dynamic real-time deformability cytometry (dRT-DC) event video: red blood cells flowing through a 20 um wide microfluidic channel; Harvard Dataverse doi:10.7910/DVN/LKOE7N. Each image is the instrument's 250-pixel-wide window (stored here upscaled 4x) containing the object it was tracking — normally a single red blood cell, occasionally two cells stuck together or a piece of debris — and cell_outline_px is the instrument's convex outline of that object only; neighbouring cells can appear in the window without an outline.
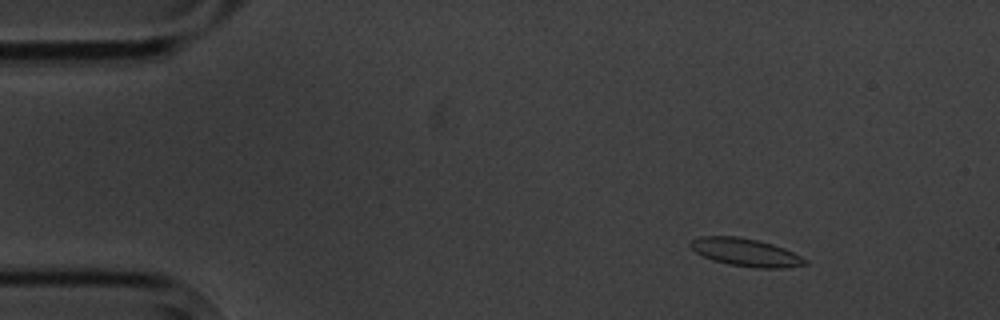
{"species": "common noctule bat (a hibernating species)", "species_latin": "Nyctalus noctula", "temperature_condition": "cold", "stored_images_in_passage": 3, "camera_frame_rate_fps": 3000, "um_per_image_px": 0.085, "animal": {"sex": "male", "body_mass_g": 20.1, "forearm_length_mm": 53.5}, "frame": {"image": 1, "passage_image": 1, "time_ms": 0.0, "image_size_px": [1000, 320], "cell_outline_px": [[808, 264], [784, 268], [756, 268], [728, 264], [712, 260], [696, 252], [688, 244], [692, 240], [700, 236], [736, 236], [756, 240], [772, 244], [784, 248], [808, 260]], "centroid_in_image_um": [63.38, 21.45], "position_along_channel_um": 21.6, "area_um2": 18.5}}